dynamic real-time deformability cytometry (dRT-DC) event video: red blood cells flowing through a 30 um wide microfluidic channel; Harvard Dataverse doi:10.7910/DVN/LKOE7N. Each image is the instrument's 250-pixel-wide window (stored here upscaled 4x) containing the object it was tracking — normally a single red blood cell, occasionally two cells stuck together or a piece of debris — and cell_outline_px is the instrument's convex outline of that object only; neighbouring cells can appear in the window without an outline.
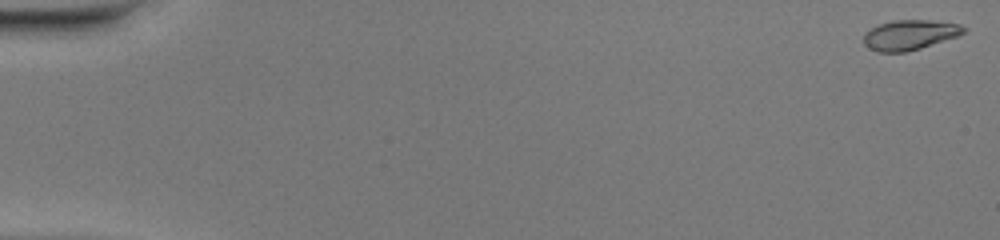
{"species": "common noctule bat (a hibernating species)", "species_latin": "Nyctalus noctula", "temperature_condition": "warm", "stored_images_in_passage": 51, "camera_frame_rate_fps": 3000, "um_per_image_px": 0.085, "animal": {"sex": "female", "body_mass_g": 20.0, "forearm_length_mm": 54.0}, "frame": {"image": 1, "passage_image": 1, "time_ms": 0.0, "image_size_px": [1000, 240], "cell_outline_px": [[968, 28], [964, 32], [956, 36], [920, 48], [904, 52], [876, 52], [868, 48], [864, 44], [864, 32], [880, 24], [892, 20], [928, 20], [960, 24]], "centroid_in_image_um": [77.3, 2.96], "position_along_channel_um": 7.7, "area_um2": 17.34}}
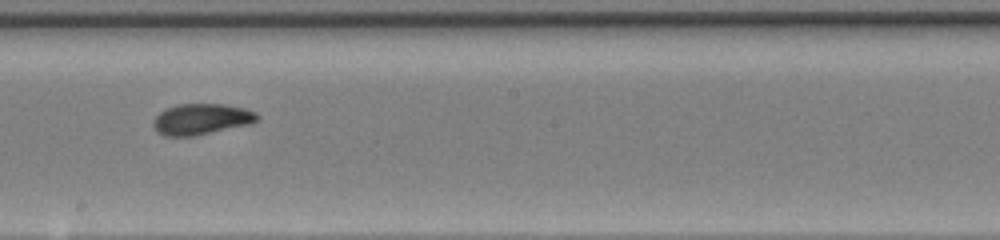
{"frame": {"image": 2, "passage_image": 30, "time_ms": 9.667, "image_size_px": [1000, 240], "cell_outline_px": [[260, 116], [252, 124], [192, 136], [164, 136], [156, 132], [152, 124], [152, 120], [160, 112], [168, 108], [180, 104], [224, 104], [244, 108], [256, 112]], "centroid_in_image_um": [17.11, 10.13], "position_along_channel_um": 231.1, "area_um2": 18.79}}
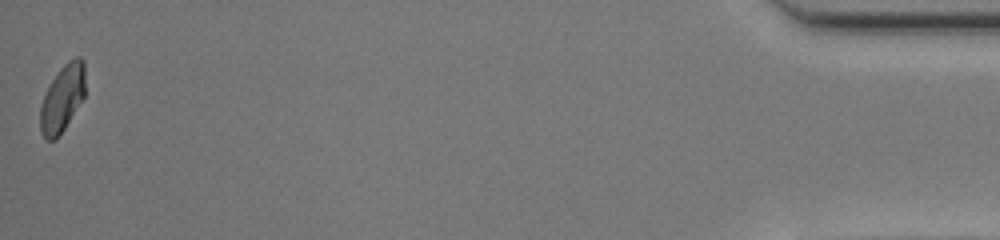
{"frame": {"image": 3, "passage_image": 51, "time_ms": 16.667, "image_size_px": [1000, 240], "cell_outline_px": [[84, 96], [60, 136], [56, 140], [48, 140], [40, 132], [40, 108], [48, 84], [60, 68], [68, 60], [76, 56], [80, 56], [84, 60]], "centroid_in_image_um": [5.29, 8.35], "position_along_channel_um": 429.9, "area_um2": 17.57}, "authors_computed_cell_mechanics": {"area_um2": 17.9758, "velocity_mm_per_s": 4.1198, "shape_relaxation_time_tau1_ms": 5.5204, "shape_relaxation_time_tau2_ms": 0.739, "deformation_change_tau1": 0.2092, "deformation_change_tau2": 0.0435}}